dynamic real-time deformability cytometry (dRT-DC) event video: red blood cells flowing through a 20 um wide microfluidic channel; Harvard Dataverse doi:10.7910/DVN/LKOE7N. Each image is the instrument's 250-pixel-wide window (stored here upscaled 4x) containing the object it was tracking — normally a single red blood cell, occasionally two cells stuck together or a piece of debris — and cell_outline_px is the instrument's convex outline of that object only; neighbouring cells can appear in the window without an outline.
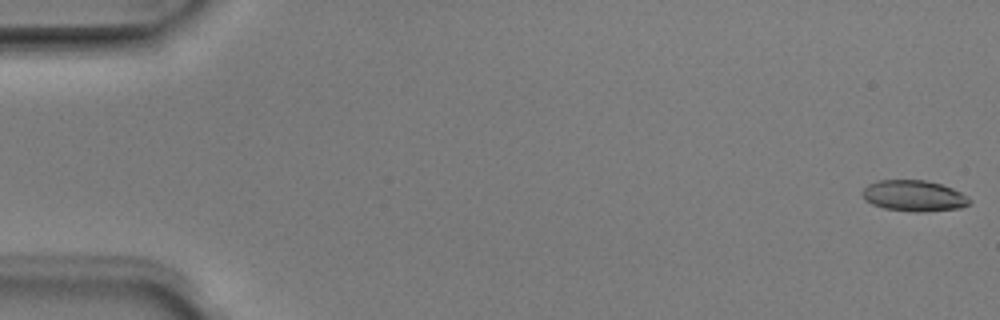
{"species": "Egyptian fruit bat (a non-hibernating species)", "species_latin": "Rousettus aegyptiacus", "temperature_condition": "room temperature", "stored_images_in_passage": 5, "camera_frame_rate_fps": 3000, "um_per_image_px": 0.085, "animal": {"sex": "male"}, "frame": {"image": 1, "passage_image": 1, "time_ms": 0.0, "image_size_px": [1000, 320], "cell_outline_px": [[972, 200], [968, 204], [960, 208], [924, 212], [912, 212], [884, 208], [872, 204], [864, 200], [860, 192], [868, 184], [876, 180], [924, 180], [940, 184], [952, 188], [968, 196]], "centroid_in_image_um": [77.65, 16.64], "position_along_channel_um": 7.3, "area_um2": 19.54}}
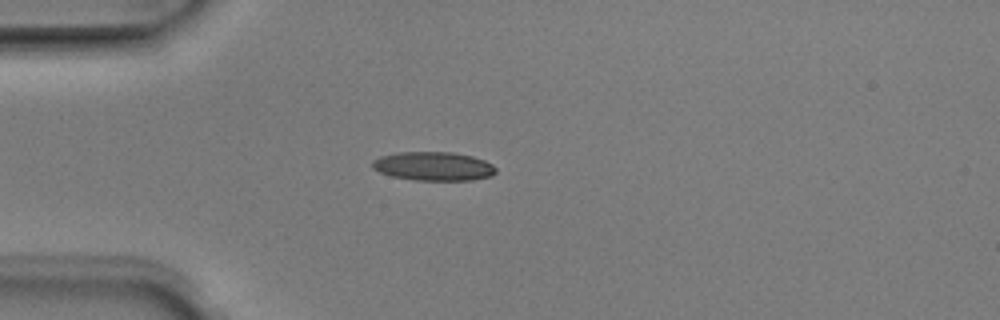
{"frame": {"image": 2, "passage_image": 4, "time_ms": 1.0, "image_size_px": [1000, 320], "cell_outline_px": [[496, 172], [492, 176], [472, 180], [416, 180], [392, 176], [380, 172], [372, 168], [372, 160], [380, 156], [400, 152], [452, 152], [472, 156], [484, 160], [492, 164], [496, 168]], "centroid_in_image_um": [36.86, 14.13], "position_along_channel_um": 48.1, "area_um2": 20.75}}